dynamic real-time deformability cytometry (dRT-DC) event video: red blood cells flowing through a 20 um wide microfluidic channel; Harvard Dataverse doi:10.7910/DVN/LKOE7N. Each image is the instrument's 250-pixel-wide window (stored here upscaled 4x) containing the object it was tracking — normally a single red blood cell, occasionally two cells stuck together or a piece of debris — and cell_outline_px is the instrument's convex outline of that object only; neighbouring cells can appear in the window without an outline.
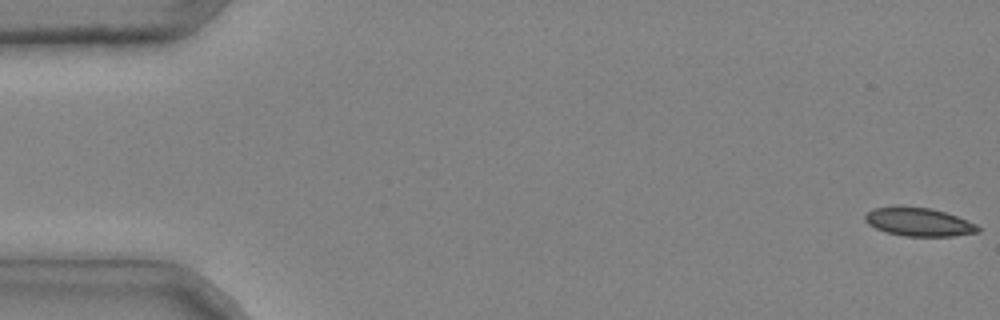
{"species": "common noctule bat (a hibernating species)", "species_latin": "Nyctalus noctula", "temperature_condition": "cold", "stored_images_in_passage": 4, "camera_frame_rate_fps": 3000, "um_per_image_px": 0.085, "animal": {"sex": "male", "body_mass_g": 20.4}, "frame": {"image": 1, "passage_image": 1, "time_ms": 0.0, "image_size_px": [1000, 320], "cell_outline_px": [[980, 232], [952, 236], [904, 236], [888, 232], [876, 228], [868, 224], [864, 220], [864, 216], [872, 208], [896, 204], [928, 208], [944, 212], [956, 216], [976, 224], [980, 228]], "centroid_in_image_um": [78.04, 18.84], "position_along_channel_um": 7.0, "area_um2": 18.9}}
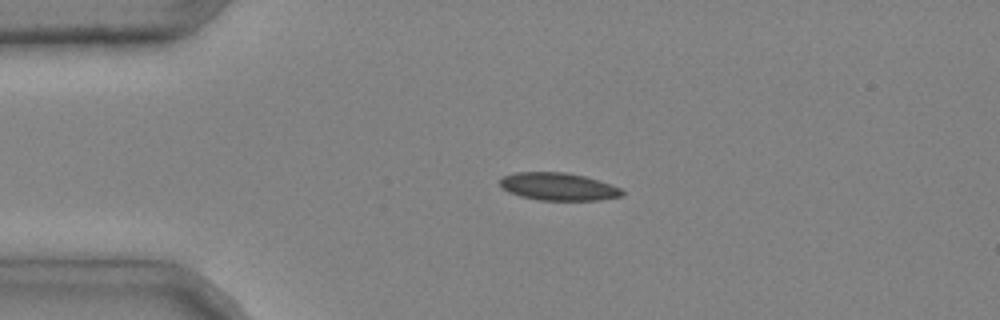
{"frame": {"image": 2, "passage_image": 4, "time_ms": 1.0, "image_size_px": [1000, 320], "cell_outline_px": [[624, 196], [600, 200], [540, 200], [520, 196], [508, 192], [500, 184], [500, 180], [504, 176], [516, 172], [564, 172], [584, 176], [620, 188], [624, 192]], "centroid_in_image_um": [47.46, 15.87], "position_along_channel_um": 37.5, "area_um2": 19.48}}